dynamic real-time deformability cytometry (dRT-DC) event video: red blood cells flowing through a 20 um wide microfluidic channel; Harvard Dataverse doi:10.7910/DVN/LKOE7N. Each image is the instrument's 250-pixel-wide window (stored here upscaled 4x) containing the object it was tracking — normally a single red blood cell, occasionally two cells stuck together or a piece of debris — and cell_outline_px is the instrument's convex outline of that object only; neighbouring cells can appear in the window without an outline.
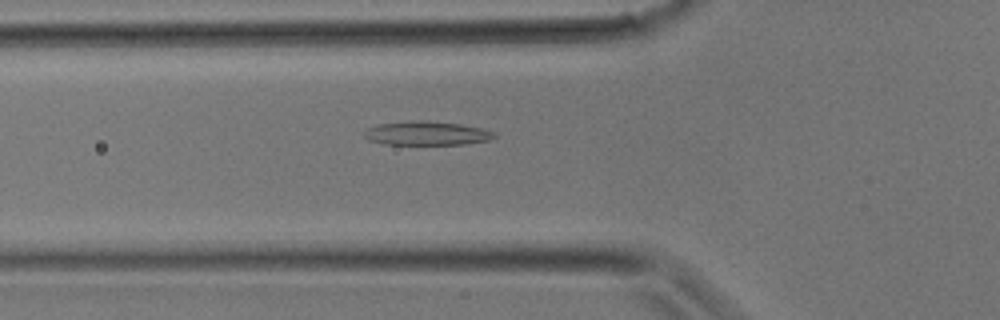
{"species": "common noctule bat (a hibernating species)", "species_latin": "Nyctalus noctula", "temperature_condition": "room temperature", "stored_images_in_passage": 24, "camera_frame_rate_fps": 3000, "um_per_image_px": 0.085, "animal": {"sex": "male", "body_mass_g": 17.9}, "frame": {"image": 1, "passage_image": 3, "time_ms": 0.667, "image_size_px": [1000, 320], "cell_outline_px": [[496, 136], [488, 140], [468, 144], [384, 144], [368, 140], [360, 132], [368, 128], [380, 124], [412, 120], [420, 120], [460, 124], [480, 128], [496, 132]], "centroid_in_image_um": [36.24, 11.33], "position_along_channel_um": 89.6, "area_um2": 18.09}}
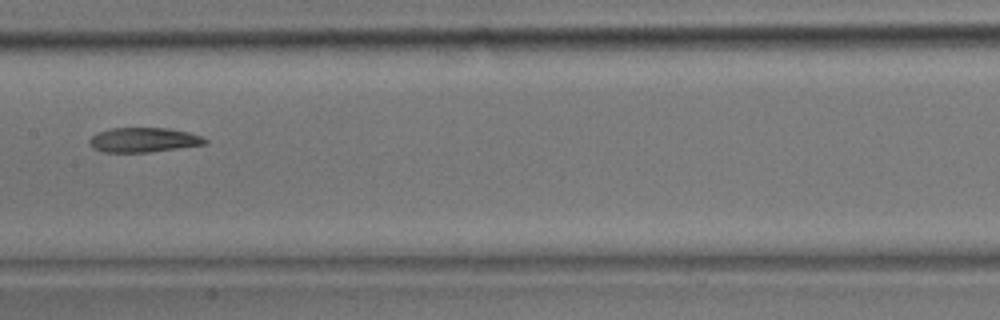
{"frame": {"image": 2, "passage_image": 8, "time_ms": 2.333, "image_size_px": [1000, 320], "cell_outline_px": [[208, 144], [148, 152], [104, 152], [92, 148], [88, 144], [88, 140], [96, 132], [112, 128], [168, 128], [188, 132], [200, 136], [208, 140]], "centroid_in_image_um": [12.17, 11.89], "position_along_channel_um": 195.2, "area_um2": 16.65}}
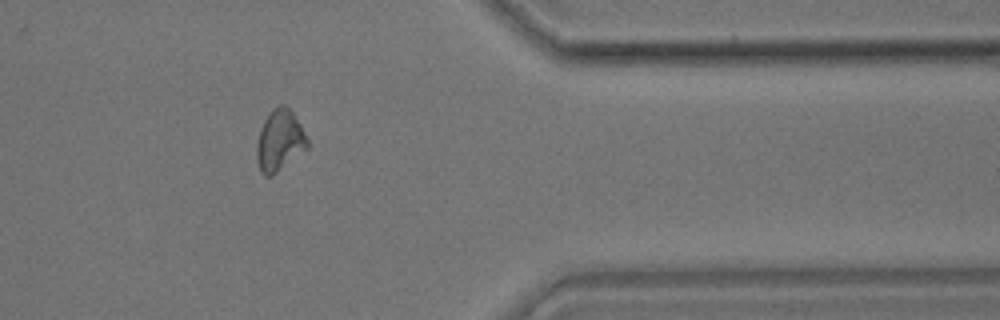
{"frame": {"image": 3, "passage_image": 18, "time_ms": 5.667, "image_size_px": [1000, 320], "cell_outline_px": [[308, 148], [272, 176], [264, 176], [260, 172], [256, 160], [256, 144], [260, 128], [264, 120], [272, 108], [280, 104], [284, 104], [292, 112], [300, 124], [308, 140]], "centroid_in_image_um": [23.74, 11.96], "position_along_channel_um": 387.7, "area_um2": 18.21}}